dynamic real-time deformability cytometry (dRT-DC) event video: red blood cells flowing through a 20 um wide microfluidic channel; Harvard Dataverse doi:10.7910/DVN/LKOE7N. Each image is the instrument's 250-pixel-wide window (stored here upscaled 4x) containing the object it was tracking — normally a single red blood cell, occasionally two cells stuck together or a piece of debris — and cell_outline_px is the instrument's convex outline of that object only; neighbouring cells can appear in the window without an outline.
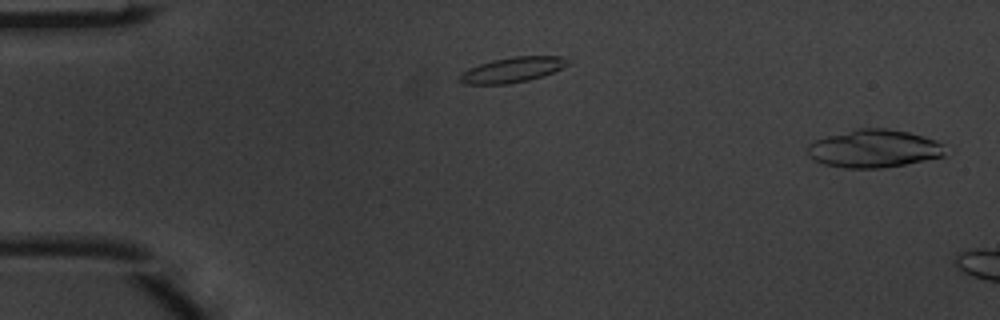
{"species": "common noctule bat (a hibernating species)", "species_latin": "Nyctalus noctula", "temperature_condition": "warm", "stored_images_in_passage": 2, "segment_of_instrument_passage": [2, 2], "camera_frame_rate_fps": 3000, "um_per_image_px": 0.085, "animal": {"sex": "male", "body_mass_g": 20.1, "forearm_length_mm": 53.5}, "frame": {"image": 1, "passage_image": 2, "time_ms": 0.333, "image_size_px": [1000, 320], "cell_outline_px": [[944, 156], [904, 164], [880, 168], [844, 168], [824, 164], [808, 156], [808, 144], [816, 140], [828, 136], [860, 128], [888, 128], [908, 132], [924, 136], [936, 140], [940, 144], [944, 152]], "centroid_in_image_um": [74.27, 12.63], "position_along_channel_um": 10.7, "area_um2": 30.0}}